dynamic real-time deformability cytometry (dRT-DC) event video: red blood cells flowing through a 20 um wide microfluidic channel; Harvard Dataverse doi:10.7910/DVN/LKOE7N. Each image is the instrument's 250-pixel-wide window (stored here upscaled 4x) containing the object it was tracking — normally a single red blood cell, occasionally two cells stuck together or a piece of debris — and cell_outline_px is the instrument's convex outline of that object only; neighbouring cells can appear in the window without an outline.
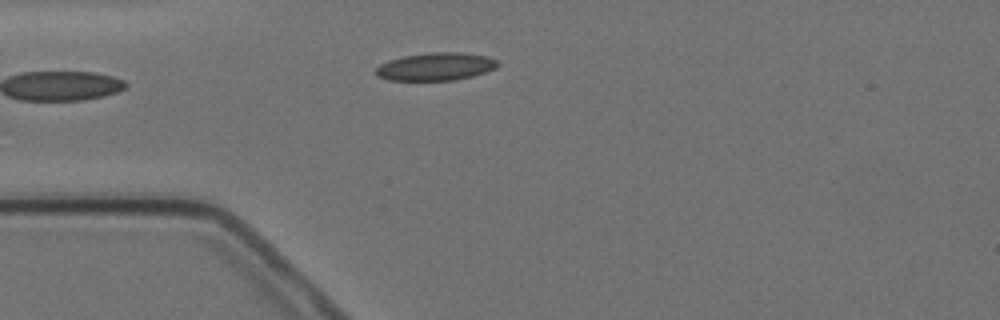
{"species": "Egyptian fruit bat (a non-hibernating species)", "species_latin": "Rousettus aegyptiacus", "temperature_condition": "cold", "stored_images_in_passage": 1, "camera_frame_rate_fps": 3000, "um_per_image_px": 0.085, "animal": {"sex": "female"}, "frame": {"image": 1, "passage_image": 1, "time_ms": 0.0, "image_size_px": [1000, 320], "cell_outline_px": [[500, 64], [496, 68], [488, 72], [472, 76], [452, 80], [388, 80], [376, 76], [376, 68], [380, 64], [388, 60], [404, 56], [432, 52], [460, 52], [488, 56], [496, 60]], "centroid_in_image_um": [37.06, 5.66], "position_along_channel_um": 47.9, "area_um2": 19.83}}